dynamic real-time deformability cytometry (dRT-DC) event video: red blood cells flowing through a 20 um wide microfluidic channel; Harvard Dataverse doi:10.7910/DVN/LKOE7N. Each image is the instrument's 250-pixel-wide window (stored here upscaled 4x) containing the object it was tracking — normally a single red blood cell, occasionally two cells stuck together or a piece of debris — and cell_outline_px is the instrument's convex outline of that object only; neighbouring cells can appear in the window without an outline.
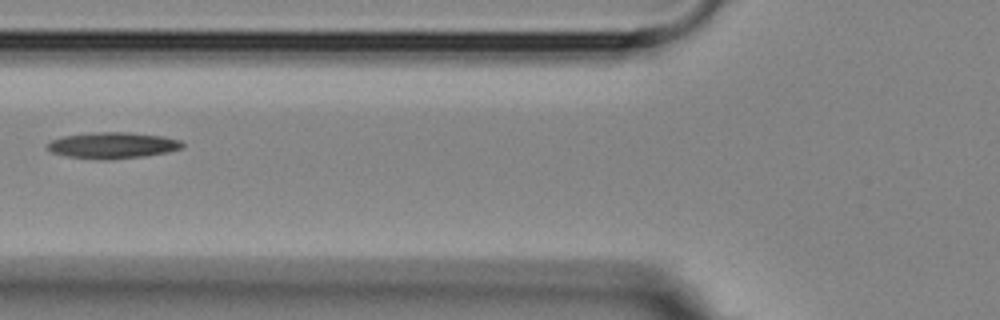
{"species": "Egyptian fruit bat (a non-hibernating species)", "species_latin": "Rousettus aegyptiacus", "temperature_condition": "room temperature", "stored_images_in_passage": 9, "camera_frame_rate_fps": 3000, "um_per_image_px": 0.085, "animal": {"sex": "female"}, "frame": {"image": 1, "passage_image": 6, "time_ms": 6.667, "image_size_px": [1000, 320], "cell_outline_px": [[184, 148], [168, 152], [144, 156], [112, 160], [96, 160], [64, 156], [52, 152], [48, 148], [48, 144], [52, 140], [64, 136], [92, 132], [128, 132], [164, 136], [180, 140], [184, 144]], "centroid_in_image_um": [9.6, 12.36], "position_along_channel_um": 116.2, "area_um2": 20.87}}
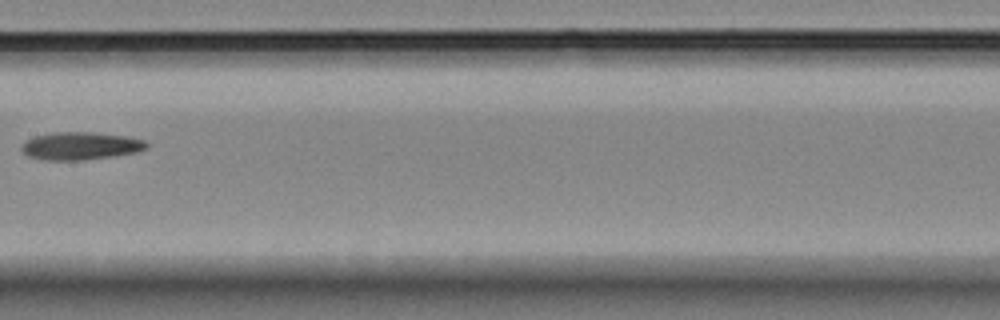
{"frame": {"image": 2, "passage_image": 8, "time_ms": 9.0, "image_size_px": [1000, 320], "cell_outline_px": [[148, 148], [140, 152], [116, 156], [84, 160], [44, 160], [28, 156], [20, 152], [20, 144], [24, 140], [36, 136], [52, 132], [92, 132], [128, 136], [144, 140], [148, 144]], "centroid_in_image_um": [6.84, 12.41], "position_along_channel_um": 200.6, "area_um2": 20.69}}
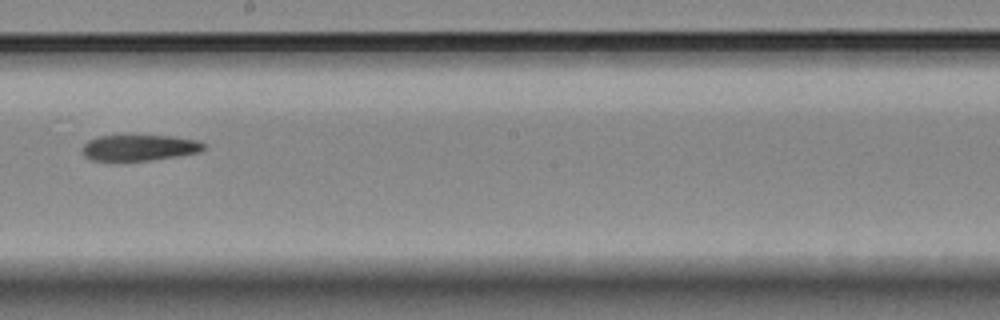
{"frame": {"image": 3, "passage_image": 9, "time_ms": 10.0, "image_size_px": [1000, 320], "cell_outline_px": [[208, 144], [200, 152], [176, 156], [148, 160], [92, 160], [84, 156], [80, 148], [88, 140], [100, 136], [172, 136], [196, 140]], "centroid_in_image_um": [11.84, 12.55], "position_along_channel_um": 236.4, "area_um2": 18.21}}